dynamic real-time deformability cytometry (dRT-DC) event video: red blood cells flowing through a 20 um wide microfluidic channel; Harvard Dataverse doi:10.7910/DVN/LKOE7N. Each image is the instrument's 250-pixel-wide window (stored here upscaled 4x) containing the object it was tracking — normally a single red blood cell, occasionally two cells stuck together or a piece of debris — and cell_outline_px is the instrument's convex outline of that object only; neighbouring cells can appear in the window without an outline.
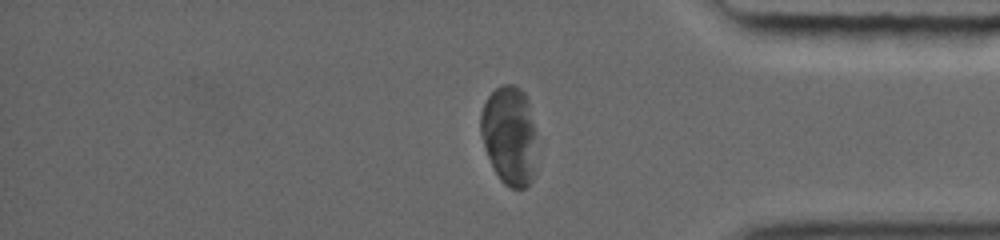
{"species": "common noctule bat (a hibernating species)", "species_latin": "Nyctalus noctula", "temperature_condition": "warm", "stored_images_in_passage": 45, "camera_frame_rate_fps": 5000, "um_per_image_px": 0.085, "animal": {"sex": "female", "body_mass_g": 19.0, "forearm_length_mm": 56.7}, "frame": {"image": 1, "passage_image": 44, "time_ms": 8.2, "image_size_px": [1000, 240], "cell_outline_px": [[536, 172], [532, 180], [524, 188], [512, 188], [504, 184], [500, 180], [484, 148], [480, 132], [480, 112], [488, 96], [496, 88], [504, 84], [512, 84], [520, 88], [524, 92], [528, 100], [536, 132]], "centroid_in_image_um": [43.32, 11.52], "position_along_channel_um": 391.9, "area_um2": 32.83}}